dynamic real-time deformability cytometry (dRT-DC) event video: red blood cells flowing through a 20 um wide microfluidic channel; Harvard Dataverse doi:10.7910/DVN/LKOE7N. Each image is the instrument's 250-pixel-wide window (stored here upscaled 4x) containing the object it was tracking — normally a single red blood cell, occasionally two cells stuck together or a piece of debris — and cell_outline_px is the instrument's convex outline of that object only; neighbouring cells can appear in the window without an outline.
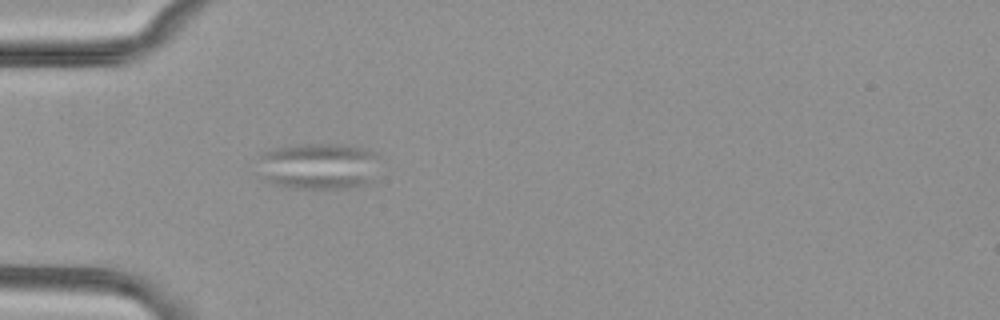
{"species": "common noctule bat (a hibernating species)", "species_latin": "Nyctalus noctula", "temperature_condition": "cold", "stored_images_in_passage": 45, "camera_frame_rate_fps": 3000, "um_per_image_px": 0.085, "animal": {"sex": "female", "body_mass_g": 29.2, "forearm_length_mm": 56.3}, "frame": {"image": 1, "passage_image": 7, "time_ms": 2.0, "image_size_px": [1000, 320], "cell_outline_px": [[380, 156], [376, 184], [348, 188], [288, 188], [264, 180], [260, 156], [264, 152], [276, 148], [296, 144], [336, 144], [364, 148], [376, 152]], "centroid_in_image_um": [27.24, 14.14], "position_along_channel_um": 57.8, "area_um2": 33.64}}
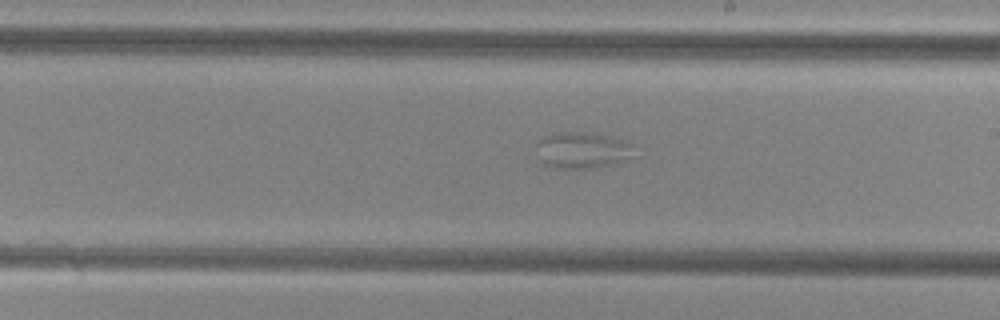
{"frame": {"image": 2, "passage_image": 22, "time_ms": 7.0, "image_size_px": [1000, 320], "cell_outline_px": [[636, 152], [632, 156], [624, 160], [612, 164], [596, 168], [552, 168], [540, 164], [536, 144], [544, 136], [560, 132], [572, 132], [612, 136], [636, 144]], "centroid_in_image_um": [49.52, 12.78], "position_along_channel_um": 239.5, "area_um2": 21.04}}
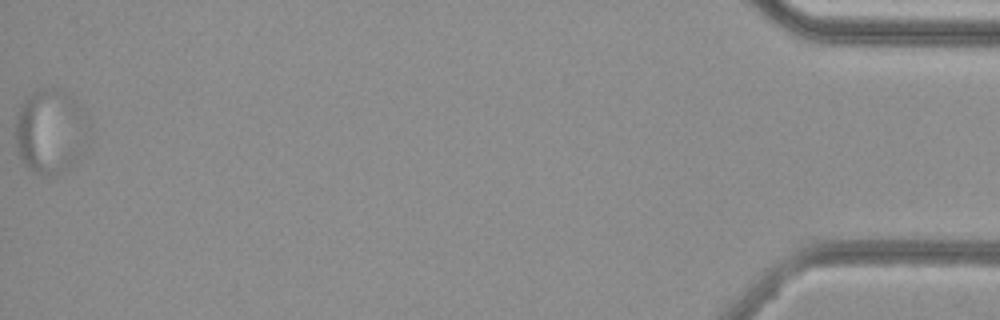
{"frame": {"image": 3, "passage_image": 45, "time_ms": 14.667, "image_size_px": [1000, 320], "cell_outline_px": [[92, 140], [60, 176], [40, 176], [28, 168], [20, 156], [16, 148], [16, 120], [20, 104], [32, 92], [40, 88], [60, 88], [68, 92], [80, 104], [92, 124]], "centroid_in_image_um": [4.37, 11.15], "position_along_channel_um": 430.8, "area_um2": 37.4}}